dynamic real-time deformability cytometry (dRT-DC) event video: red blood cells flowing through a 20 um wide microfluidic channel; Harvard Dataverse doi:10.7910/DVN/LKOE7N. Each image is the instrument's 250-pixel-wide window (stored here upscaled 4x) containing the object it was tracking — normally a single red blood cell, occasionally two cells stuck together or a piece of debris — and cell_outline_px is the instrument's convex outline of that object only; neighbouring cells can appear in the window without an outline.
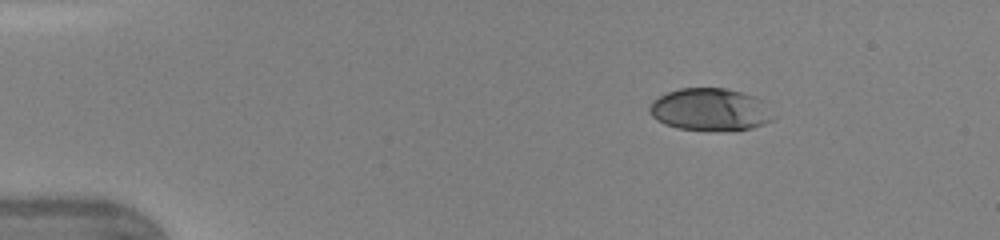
{"species": "human", "species_latin": "Homo sapiens", "temperature_condition": "warm", "stored_images_in_passage": 40, "camera_frame_rate_fps": 3000, "um_per_image_px": 0.085, "donor": {"sex": "female"}, "frame": {"image": 1, "passage_image": 1, "time_ms": 0.0, "image_size_px": [1000, 240], "cell_outline_px": [[776, 116], [772, 120], [764, 124], [752, 128], [680, 128], [664, 124], [656, 120], [648, 112], [648, 108], [652, 100], [668, 92], [680, 88], [724, 88], [756, 96], [764, 100]], "centroid_in_image_um": [60.37, 9.27], "position_along_channel_um": 24.6, "area_um2": 30.11}}
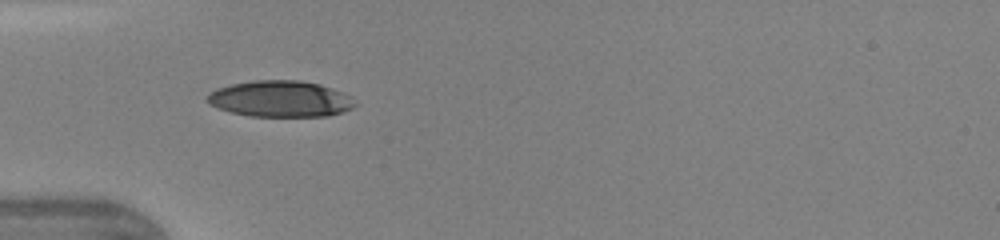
{"frame": {"image": 2, "passage_image": 9, "time_ms": 2.667, "image_size_px": [1000, 240], "cell_outline_px": [[356, 104], [352, 108], [344, 112], [328, 116], [248, 116], [232, 112], [208, 104], [204, 96], [208, 92], [216, 88], [232, 84], [252, 80], [300, 80], [320, 84], [344, 92], [352, 96]], "centroid_in_image_um": [23.83, 8.39], "position_along_channel_um": 61.2, "area_um2": 31.56}}
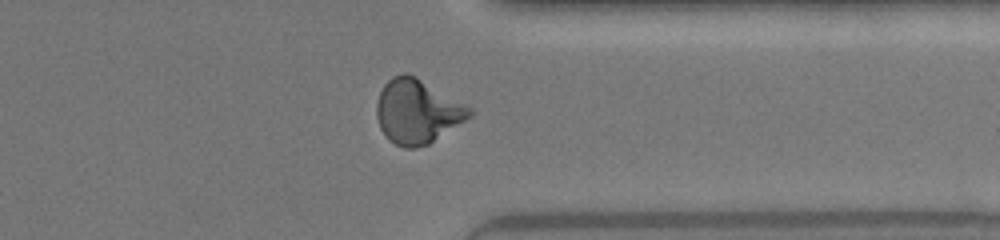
{"frame": {"image": 3, "passage_image": 31, "time_ms": 10.0, "image_size_px": [1000, 240], "cell_outline_px": [[476, 112], [472, 116], [428, 144], [416, 148], [404, 148], [388, 140], [380, 128], [376, 116], [376, 104], [380, 92], [384, 84], [392, 76], [404, 72], [416, 76], [472, 108]], "centroid_in_image_um": [35.46, 9.47], "position_along_channel_um": 375.9, "area_um2": 34.8}, "authors_computed_cell_mechanics": {"area_um2": 32.5125, "velocity_mm_per_s": 4.3692, "shape_relaxation_time_tau1_ms": 4.5249, "shape_relaxation_time_tau2_ms": null, "deformation_change_tau1": 0.1887, "deformation_change_tau2": null}}